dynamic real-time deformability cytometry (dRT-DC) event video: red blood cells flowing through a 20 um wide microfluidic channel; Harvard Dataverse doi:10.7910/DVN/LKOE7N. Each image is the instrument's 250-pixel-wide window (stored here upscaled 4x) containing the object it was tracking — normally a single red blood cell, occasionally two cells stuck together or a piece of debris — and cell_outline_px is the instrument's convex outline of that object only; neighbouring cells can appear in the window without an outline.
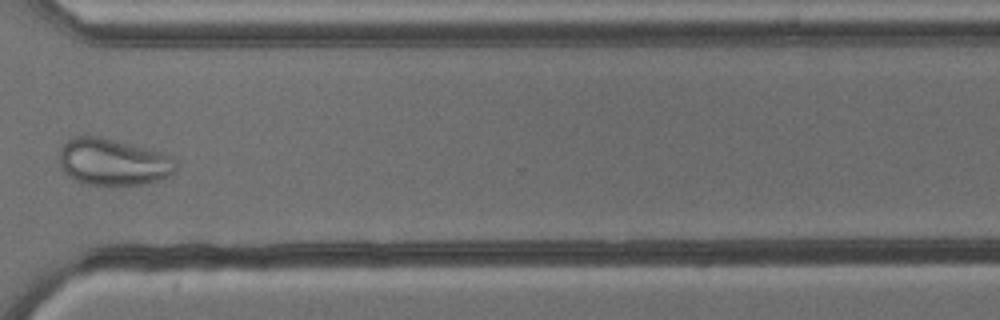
{"species": "common noctule bat (a hibernating species)", "species_latin": "Nyctalus noctula", "temperature_condition": "cold", "stored_images_in_passage": 10, "camera_frame_rate_fps": 3000, "um_per_image_px": 0.085, "animal": {"sex": "male", "body_mass_g": 13.3}, "frame": {"image": 1, "passage_image": 10, "time_ms": 10.333, "image_size_px": [1000, 320], "cell_outline_px": [[176, 172], [168, 176], [144, 184], [88, 184], [76, 180], [68, 176], [60, 168], [60, 148], [68, 140], [76, 136], [100, 136], [160, 152], [172, 156], [176, 164]], "centroid_in_image_um": [9.6, 13.76], "position_along_channel_um": 361.0, "area_um2": 31.44}}